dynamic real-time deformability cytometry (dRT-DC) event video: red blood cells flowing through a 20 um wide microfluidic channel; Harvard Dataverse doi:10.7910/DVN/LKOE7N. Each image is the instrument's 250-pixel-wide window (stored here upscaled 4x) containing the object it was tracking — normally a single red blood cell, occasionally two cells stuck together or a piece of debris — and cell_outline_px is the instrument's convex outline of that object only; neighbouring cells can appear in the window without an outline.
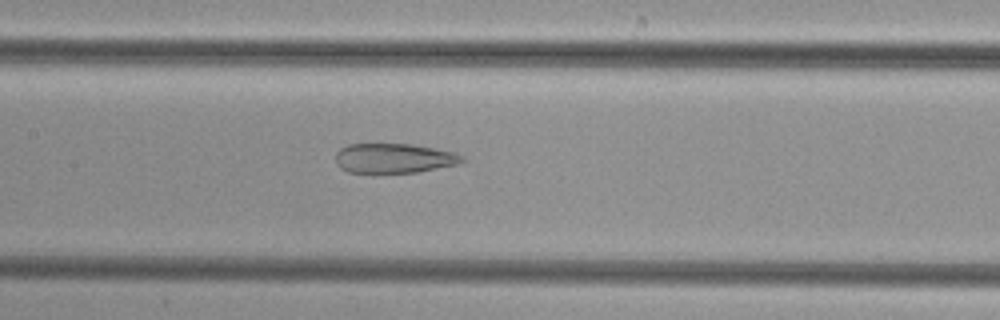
{"species": "common noctule bat (a hibernating species)", "species_latin": "Nyctalus noctula", "temperature_condition": "cold", "stored_images_in_passage": 41, "camera_frame_rate_fps": 3000, "um_per_image_px": 0.085, "animal": {"sex": "female", "body_mass_g": 29.2, "forearm_length_mm": 56.3}, "frame": {"image": 1, "passage_image": 15, "time_ms": 4.667, "image_size_px": [1000, 320], "cell_outline_px": [[464, 160], [460, 164], [416, 172], [348, 172], [340, 168], [336, 164], [336, 152], [340, 148], [348, 144], [412, 144], [436, 148], [452, 152], [464, 156]], "centroid_in_image_um": [33.49, 13.44], "position_along_channel_um": 173.9, "area_um2": 21.85}}
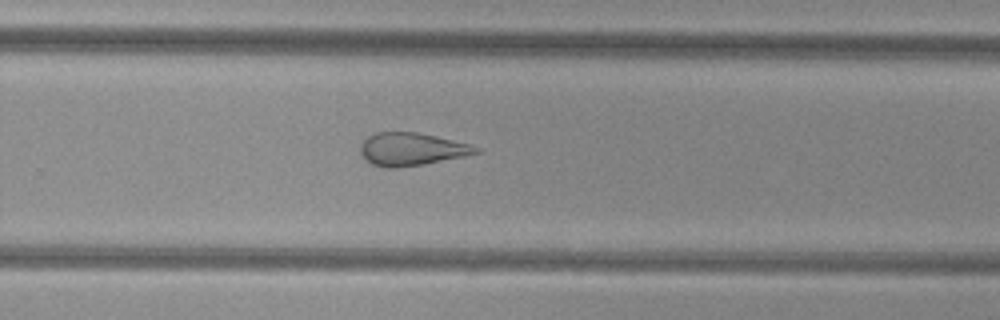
{"frame": {"image": 2, "passage_image": 24, "time_ms": 7.667, "image_size_px": [1000, 320], "cell_outline_px": [[480, 152], [464, 156], [424, 164], [400, 168], [384, 168], [372, 164], [360, 152], [360, 144], [368, 136], [376, 132], [420, 132], [468, 144], [480, 148]], "centroid_in_image_um": [34.96, 12.68], "position_along_channel_um": 294.8, "area_um2": 22.02}}
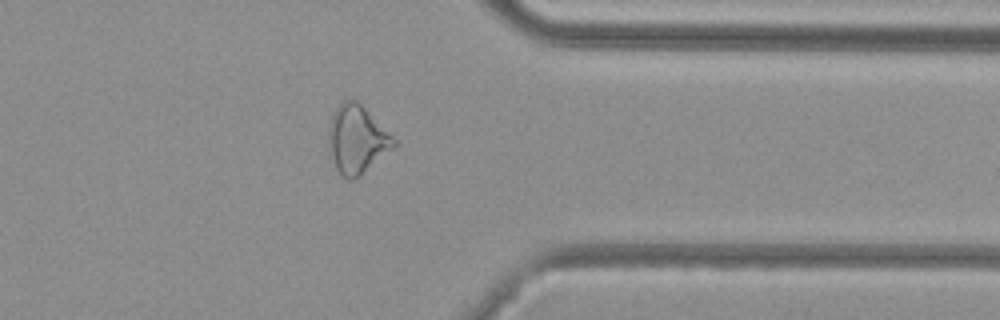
{"frame": {"image": 3, "passage_image": 31, "time_ms": 10.0, "image_size_px": [1000, 320], "cell_outline_px": [[400, 144], [360, 176], [352, 180], [348, 180], [340, 176], [328, 156], [328, 128], [332, 116], [336, 108], [344, 100], [352, 96]], "centroid_in_image_um": [30.31, 11.9], "position_along_channel_um": 381.1, "area_um2": 26.36}}